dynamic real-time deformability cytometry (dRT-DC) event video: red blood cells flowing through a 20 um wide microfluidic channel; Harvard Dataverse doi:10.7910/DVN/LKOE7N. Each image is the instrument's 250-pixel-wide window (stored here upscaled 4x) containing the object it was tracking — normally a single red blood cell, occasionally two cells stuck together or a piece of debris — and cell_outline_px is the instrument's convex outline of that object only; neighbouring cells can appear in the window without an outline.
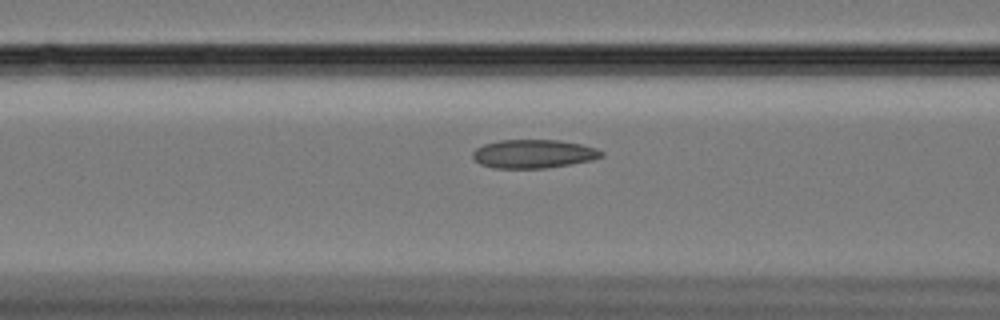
{"species": "Egyptian fruit bat (a non-hibernating species)", "species_latin": "Rousettus aegyptiacus", "temperature_condition": "cold", "stored_images_in_passage": 52, "camera_frame_rate_fps": 3000, "um_per_image_px": 0.085, "animal": {"sex": "female"}, "frame": {"image": 1, "passage_image": 16, "time_ms": 5.0, "image_size_px": [1000, 320], "cell_outline_px": [[604, 156], [592, 160], [572, 164], [544, 168], [492, 168], [480, 164], [472, 156], [472, 152], [476, 148], [484, 144], [500, 140], [560, 140], [580, 144], [596, 148], [604, 152]], "centroid_in_image_um": [45.36, 13.08], "position_along_channel_um": 121.2, "area_um2": 21.5}}
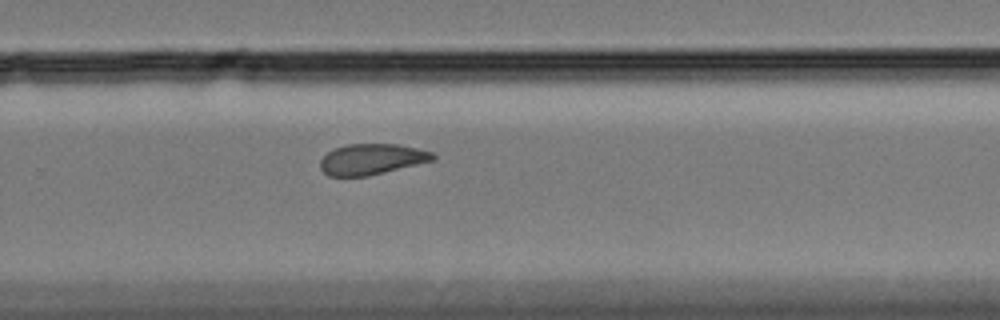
{"frame": {"image": 2, "passage_image": 32, "time_ms": 10.333, "image_size_px": [1000, 320], "cell_outline_px": [[436, 160], [368, 176], [328, 176], [320, 168], [320, 160], [332, 148], [348, 144], [400, 144], [432, 152], [436, 156]], "centroid_in_image_um": [31.6, 13.53], "position_along_channel_um": 298.2, "area_um2": 20.35}}
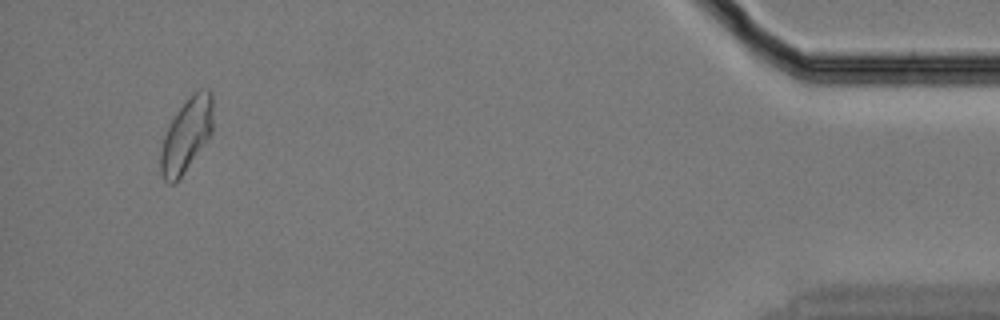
{"frame": {"image": 3, "passage_image": 49, "time_ms": 16.0, "image_size_px": [1000, 320], "cell_outline_px": [[212, 132], [208, 140], [184, 172], [172, 184], [168, 184], [164, 180], [160, 172], [160, 152], [164, 136], [168, 124], [176, 112], [188, 96], [192, 92], [200, 88], [208, 88], [212, 92]], "centroid_in_image_um": [15.84, 11.43], "position_along_channel_um": 419.4, "area_um2": 22.72}, "authors_computed_cell_mechanics": {"area_um2": 21.5305, "velocity_mm_per_s": 3.3281, "shape_relaxation_time_tau1_ms": null, "shape_relaxation_time_tau2_ms": 3.3285, "deformation_change_tau1": null, "deformation_change_tau2": 0.0942}}